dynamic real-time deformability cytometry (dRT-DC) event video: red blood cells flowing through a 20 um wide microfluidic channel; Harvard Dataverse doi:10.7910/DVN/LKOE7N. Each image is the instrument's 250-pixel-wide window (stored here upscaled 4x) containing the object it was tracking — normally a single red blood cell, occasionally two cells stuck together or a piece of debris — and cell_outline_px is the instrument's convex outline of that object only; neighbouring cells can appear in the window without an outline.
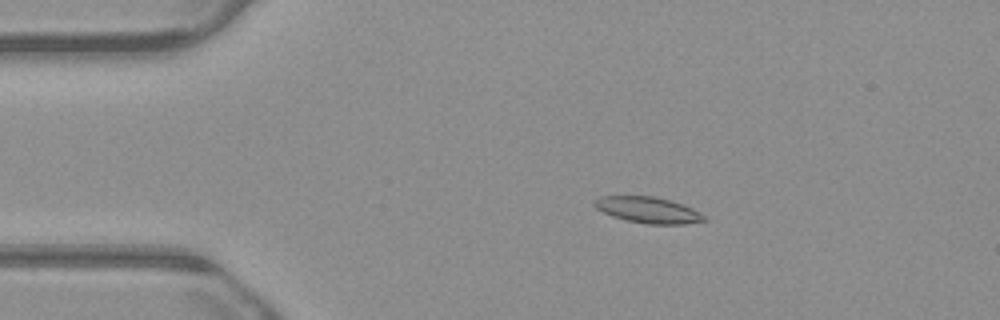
{"species": "common noctule bat (a hibernating species)", "species_latin": "Nyctalus noctula", "temperature_condition": "warm", "stored_images_in_passage": 54, "camera_frame_rate_fps": 3000, "um_per_image_px": 0.085, "animal": {"sex": "male", "body_mass_g": 23.1, "forearm_length_mm": 52.7}, "frame": {"image": 1, "passage_image": 10, "time_ms": 3.0, "image_size_px": [1000, 320], "cell_outline_px": [[708, 220], [684, 224], [648, 224], [628, 220], [612, 216], [596, 208], [592, 204], [600, 196], [652, 196], [668, 200], [692, 208], [708, 216]], "centroid_in_image_um": [55.12, 17.85], "position_along_channel_um": 29.9, "area_um2": 16.53}}
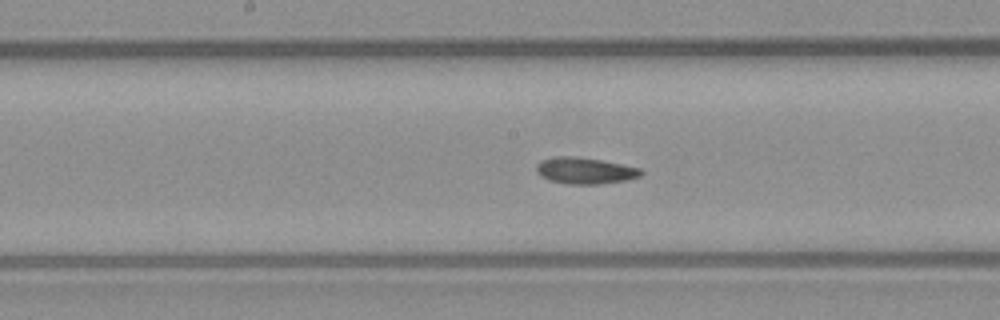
{"frame": {"image": 2, "passage_image": 27, "time_ms": 8.667, "image_size_px": [1000, 320], "cell_outline_px": [[644, 172], [640, 176], [628, 180], [596, 184], [568, 184], [548, 180], [540, 176], [536, 172], [536, 164], [540, 160], [552, 156], [576, 156], [600, 160], [640, 168]], "centroid_in_image_um": [49.67, 14.5], "position_along_channel_um": 198.5, "area_um2": 16.24}}
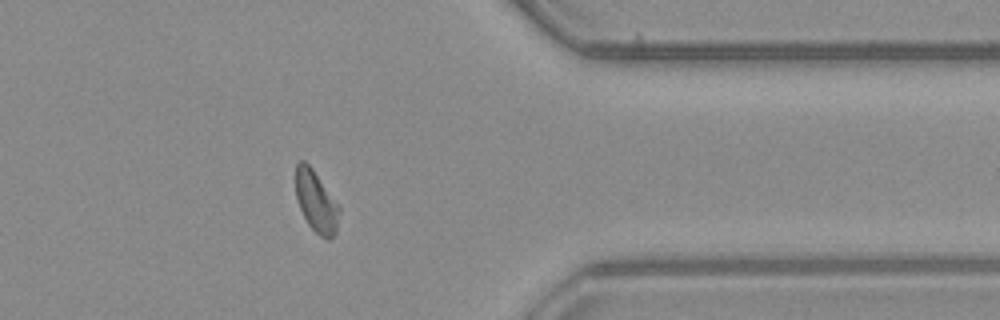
{"frame": {"image": 3, "passage_image": 43, "time_ms": 14.0, "image_size_px": [1000, 320], "cell_outline_px": [[340, 212], [336, 232], [328, 240], [320, 236], [308, 224], [300, 208], [296, 196], [296, 164], [300, 160], [304, 160], [312, 168], [340, 208]], "centroid_in_image_um": [26.87, 17.14], "position_along_channel_um": 384.5, "area_um2": 15.26}, "authors_computed_cell_mechanics": {"area_um2": 16.0106, "velocity_mm_per_s": 3.8268, "shape_relaxation_time_tau1_ms": 6.631, "shape_relaxation_time_tau2_ms": 3.0533, "deformation_change_tau1": 0.1249, "deformation_change_tau2": 0.0942}}